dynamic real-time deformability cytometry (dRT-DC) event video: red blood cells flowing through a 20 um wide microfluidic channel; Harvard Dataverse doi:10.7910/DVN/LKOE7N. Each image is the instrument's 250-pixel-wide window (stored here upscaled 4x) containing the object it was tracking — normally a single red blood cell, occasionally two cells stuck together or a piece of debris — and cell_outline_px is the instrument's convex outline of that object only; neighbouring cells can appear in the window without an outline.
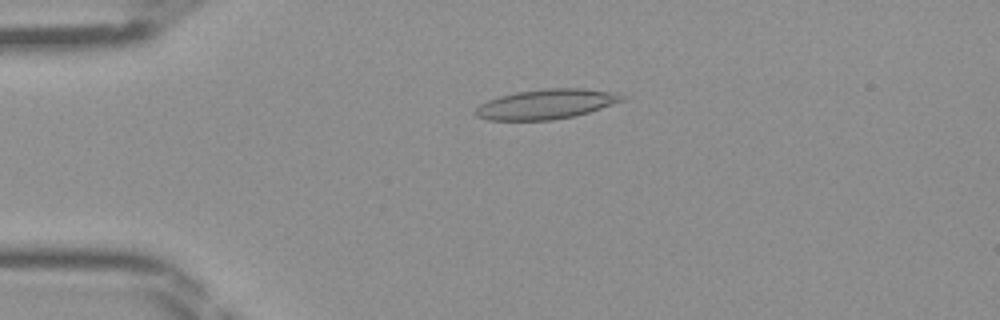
{"species": "Egyptian fruit bat (a non-hibernating species)", "species_latin": "Rousettus aegyptiacus", "temperature_condition": "room temperature", "stored_images_in_passage": 45, "camera_frame_rate_fps": 3000, "um_per_image_px": 0.085, "frame": {"image": 1, "passage_image": 10, "time_ms": 3.0, "image_size_px": [1000, 320], "cell_outline_px": [[628, 96], [624, 100], [576, 116], [552, 120], [488, 120], [476, 116], [472, 112], [480, 104], [488, 100], [500, 96], [516, 92], [544, 88], [584, 88], [620, 92]], "centroid_in_image_um": [46.46, 8.84], "position_along_channel_um": 38.5, "area_um2": 25.78}}
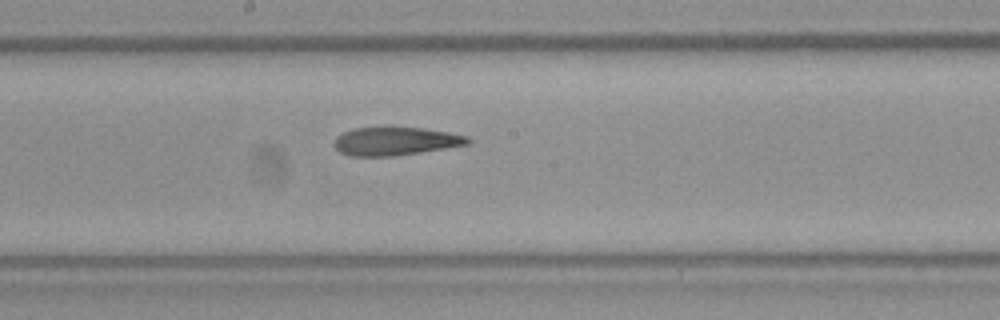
{"frame": {"image": 2, "passage_image": 24, "time_ms": 7.667, "image_size_px": [1000, 320], "cell_outline_px": [[472, 140], [468, 144], [396, 156], [348, 156], [340, 152], [332, 144], [336, 136], [344, 132], [356, 128], [388, 124], [420, 128], [448, 132], [468, 136]], "centroid_in_image_um": [33.56, 11.96], "position_along_channel_um": 214.6, "area_um2": 22.72}}
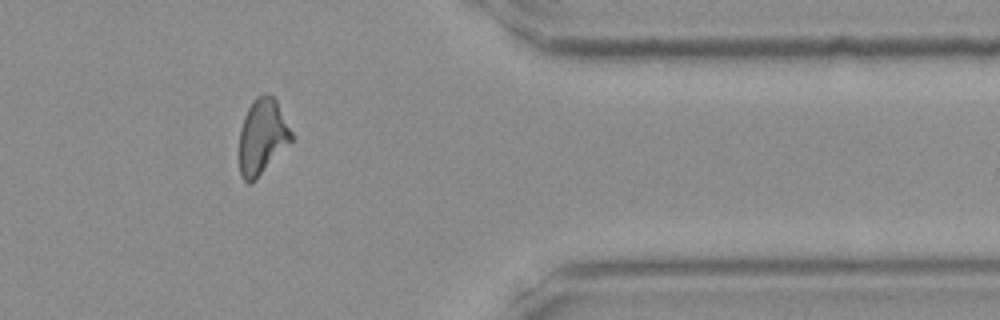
{"frame": {"image": 3, "passage_image": 37, "time_ms": 12.0, "image_size_px": [1000, 320], "cell_outline_px": [[292, 140], [256, 180], [248, 184], [240, 176], [240, 128], [244, 116], [252, 100], [256, 96], [268, 92], [276, 100], [292, 132]], "centroid_in_image_um": [22.28, 11.6], "position_along_channel_um": 389.1, "area_um2": 22.83}}